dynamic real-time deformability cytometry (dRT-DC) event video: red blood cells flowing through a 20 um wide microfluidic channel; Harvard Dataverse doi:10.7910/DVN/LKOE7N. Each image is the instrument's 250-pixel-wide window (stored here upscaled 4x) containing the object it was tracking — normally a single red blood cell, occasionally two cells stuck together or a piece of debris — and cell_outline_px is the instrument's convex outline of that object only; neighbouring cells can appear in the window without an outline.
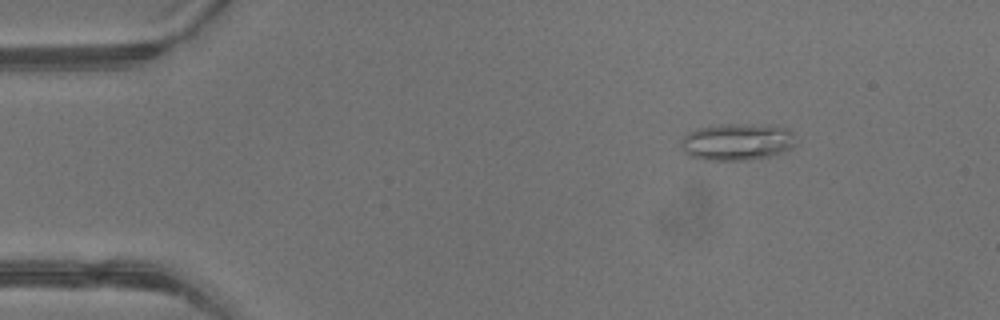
{"species": "common noctule bat (a hibernating species)", "species_latin": "Nyctalus noctula", "temperature_condition": "warm", "stored_images_in_passage": 4, "camera_frame_rate_fps": 3000, "um_per_image_px": 0.085, "animal": {"sex": "male", "body_mass_g": 13.3}, "frame": {"image": 1, "passage_image": 1, "time_ms": 0.0, "image_size_px": [1000, 320], "cell_outline_px": [[796, 144], [792, 148], [784, 152], [768, 156], [748, 160], [704, 160], [688, 156], [684, 152], [680, 144], [680, 140], [688, 132], [700, 128], [720, 124], [752, 124], [788, 128], [792, 132]], "centroid_in_image_um": [62.63, 12.07], "position_along_channel_um": 22.4, "area_um2": 24.85}}